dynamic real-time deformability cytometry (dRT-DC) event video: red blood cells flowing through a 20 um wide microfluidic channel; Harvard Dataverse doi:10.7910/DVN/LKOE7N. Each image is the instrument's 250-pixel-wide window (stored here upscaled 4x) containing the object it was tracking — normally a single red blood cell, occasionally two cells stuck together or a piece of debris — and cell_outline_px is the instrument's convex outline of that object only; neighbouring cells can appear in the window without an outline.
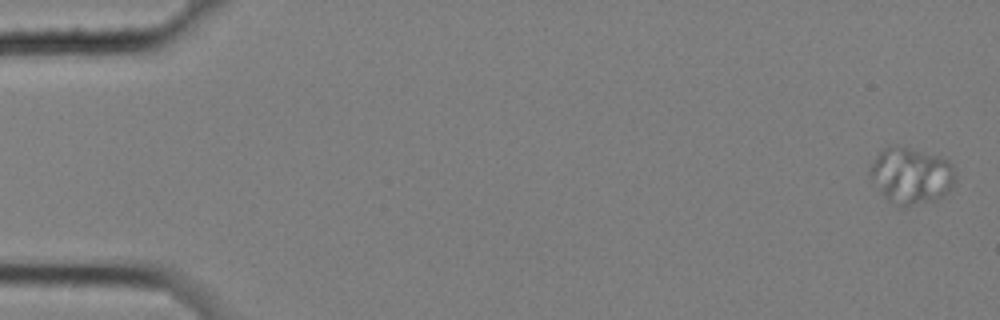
{"species": "common noctule bat (a hibernating species)", "species_latin": "Nyctalus noctula", "temperature_condition": "cold", "stored_images_in_passage": 8, "camera_frame_rate_fps": 3000, "um_per_image_px": 0.085, "animal": {"sex": "female", "body_mass_g": 25.1}, "frame": {"image": 1, "passage_image": 1, "time_ms": 0.0, "image_size_px": [1000, 320], "cell_outline_px": [[956, 180], [936, 200], [900, 208], [884, 196], [872, 180], [868, 172], [876, 156], [884, 148], [908, 148], [940, 156], [948, 160], [952, 164], [956, 176]], "centroid_in_image_um": [77.45, 14.95], "position_along_channel_um": 7.5, "area_um2": 27.46}}
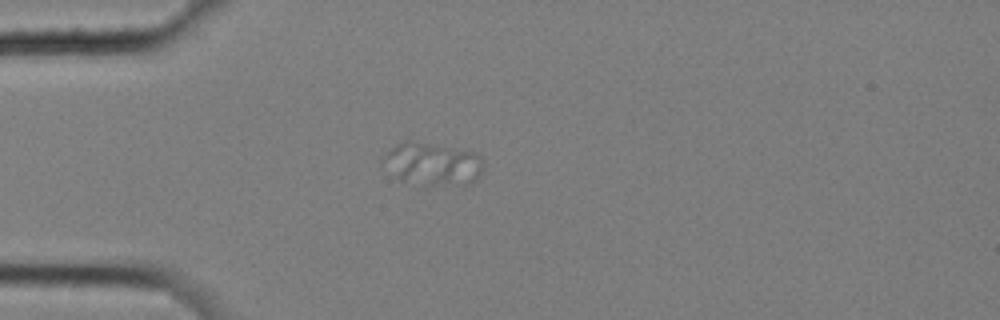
{"frame": {"image": 2, "passage_image": 4, "time_ms": 1.0, "image_size_px": [1000, 320], "cell_outline_px": [[480, 172], [472, 180], [464, 184], [424, 184], [404, 180], [380, 164], [380, 156], [404, 140], [408, 140], [472, 152], [480, 156]], "centroid_in_image_um": [36.65, 13.9], "position_along_channel_um": 48.4, "area_um2": 23.87}}